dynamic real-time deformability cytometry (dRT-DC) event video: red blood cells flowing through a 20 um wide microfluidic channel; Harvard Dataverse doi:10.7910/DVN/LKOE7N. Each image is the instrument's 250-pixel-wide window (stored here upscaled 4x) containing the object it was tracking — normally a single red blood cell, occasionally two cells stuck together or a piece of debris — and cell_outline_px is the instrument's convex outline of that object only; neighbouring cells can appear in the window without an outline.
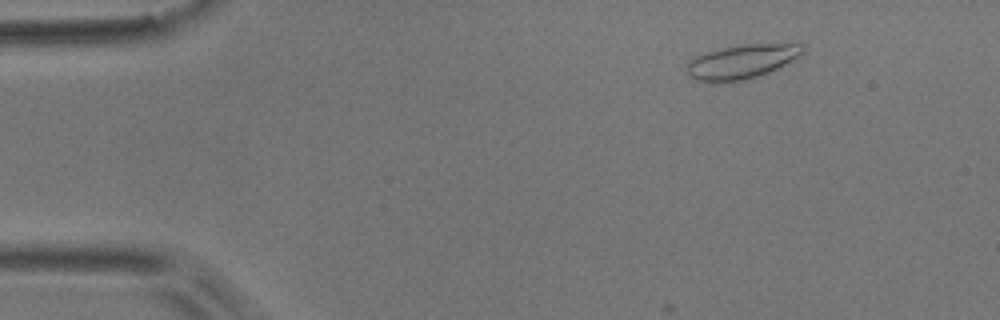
{"species": "common noctule bat (a hibernating species)", "species_latin": "Nyctalus noctula", "temperature_condition": "room temperature", "stored_images_in_passage": 5, "camera_frame_rate_fps": 3000, "um_per_image_px": 0.085, "animal": {"sex": "male", "body_mass_g": 17.9}, "frame": {"image": 1, "passage_image": 2, "time_ms": 0.333, "image_size_px": [1000, 320], "cell_outline_px": [[804, 52], [800, 56], [768, 72], [744, 80], [696, 80], [688, 72], [688, 60], [696, 56], [708, 52], [724, 48], [744, 44], [804, 44]], "centroid_in_image_um": [63.1, 5.2], "position_along_channel_um": 21.9, "area_um2": 22.14}}